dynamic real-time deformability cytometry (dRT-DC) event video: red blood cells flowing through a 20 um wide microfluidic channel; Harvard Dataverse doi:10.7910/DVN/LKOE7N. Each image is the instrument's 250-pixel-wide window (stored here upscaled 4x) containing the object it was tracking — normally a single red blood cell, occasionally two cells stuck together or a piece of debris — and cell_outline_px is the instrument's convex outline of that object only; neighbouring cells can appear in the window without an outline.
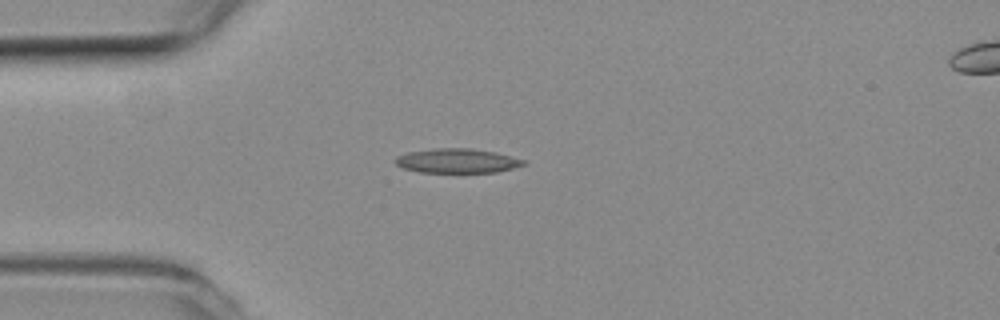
{"species": "common noctule bat (a hibernating species)", "species_latin": "Nyctalus noctula", "temperature_condition": "room temperature", "stored_images_in_passage": 41, "camera_frame_rate_fps": 3000, "um_per_image_px": 0.085, "animal": {"sex": "female", "body_mass_g": 19.3, "forearm_length_mm": 54.1}, "frame": {"image": 1, "passage_image": 1, "time_ms": 0.0, "image_size_px": [1000, 320], "cell_outline_px": [[528, 164], [496, 172], [420, 172], [404, 168], [396, 164], [396, 156], [408, 152], [432, 148], [472, 148], [496, 152], [528, 160]], "centroid_in_image_um": [38.92, 13.66], "position_along_channel_um": 46.1, "area_um2": 18.32}}
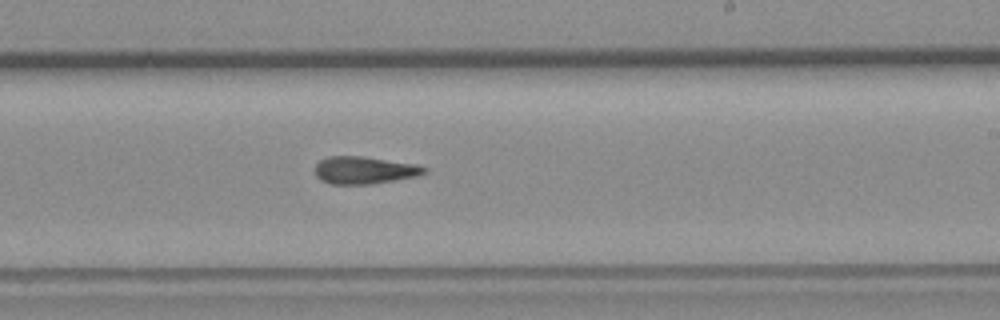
{"frame": {"image": 2, "passage_image": 19, "time_ms": 6.0, "image_size_px": [1000, 320], "cell_outline_px": [[428, 172], [416, 176], [396, 180], [372, 184], [332, 184], [320, 180], [316, 176], [316, 164], [320, 160], [328, 156], [364, 156], [416, 164], [428, 168]], "centroid_in_image_um": [30.99, 14.46], "position_along_channel_um": 258.0, "area_um2": 17.57}}
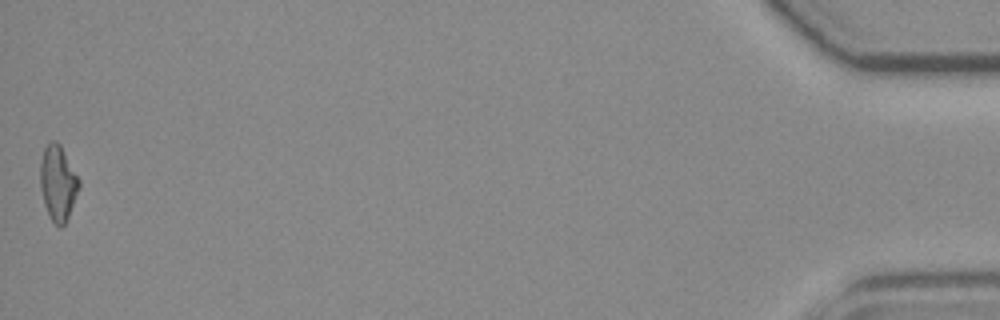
{"frame": {"image": 3, "passage_image": 41, "time_ms": 13.333, "image_size_px": [1000, 320], "cell_outline_px": [[80, 184], [68, 216], [64, 224], [60, 228], [52, 220], [44, 204], [40, 188], [40, 164], [44, 148], [52, 140], [56, 140], [60, 144], [80, 180]], "centroid_in_image_um": [4.91, 15.52], "position_along_channel_um": 430.3, "area_um2": 16.7}, "authors_computed_cell_mechanics": {"area_um2": 17.34, "velocity_mm_per_s": 3.776, "shape_relaxation_time_tau1_ms": null, "shape_relaxation_time_tau2_ms": 5.3878, "deformation_change_tau1": null, "deformation_change_tau2": 0.1694}}